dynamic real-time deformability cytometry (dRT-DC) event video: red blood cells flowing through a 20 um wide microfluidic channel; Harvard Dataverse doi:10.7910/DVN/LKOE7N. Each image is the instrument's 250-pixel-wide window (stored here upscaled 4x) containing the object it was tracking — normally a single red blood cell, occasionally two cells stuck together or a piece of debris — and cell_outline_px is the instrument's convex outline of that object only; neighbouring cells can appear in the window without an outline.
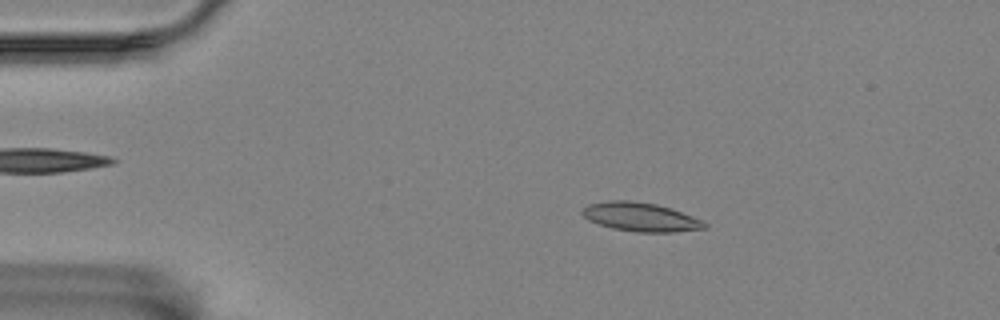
{"species": "Egyptian fruit bat (a non-hibernating species)", "species_latin": "Rousettus aegyptiacus", "temperature_condition": "room temperature", "stored_images_in_passage": 58, "camera_frame_rate_fps": 3000, "um_per_image_px": 0.085, "animal": {"sex": "female"}, "frame": {"image": 1, "passage_image": 11, "time_ms": 3.333, "image_size_px": [1000, 320], "cell_outline_px": [[708, 228], [676, 232], [636, 232], [612, 228], [588, 220], [580, 212], [588, 204], [608, 200], [628, 200], [656, 204], [672, 208], [692, 216], [708, 224]], "centroid_in_image_um": [54.46, 18.44], "position_along_channel_um": 30.5, "area_um2": 20.58}}
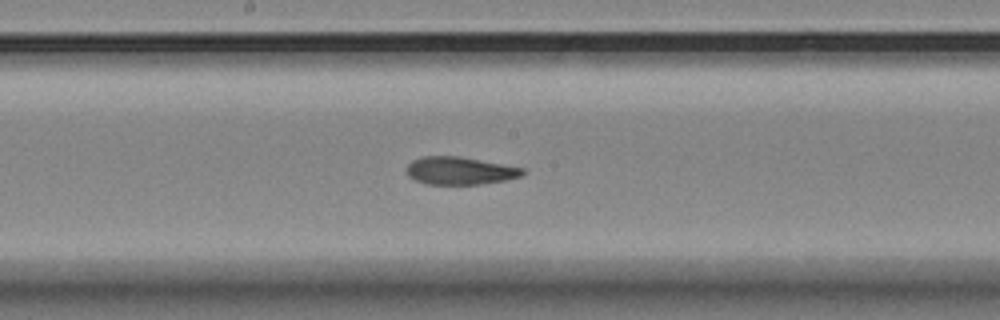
{"frame": {"image": 2, "passage_image": 31, "time_ms": 10.0, "image_size_px": [1000, 320], "cell_outline_px": [[524, 172], [520, 176], [504, 180], [480, 184], [428, 184], [416, 180], [408, 176], [408, 164], [412, 160], [424, 156], [460, 156], [524, 168]], "centroid_in_image_um": [39.08, 14.5], "position_along_channel_um": 209.1, "area_um2": 18.5}}
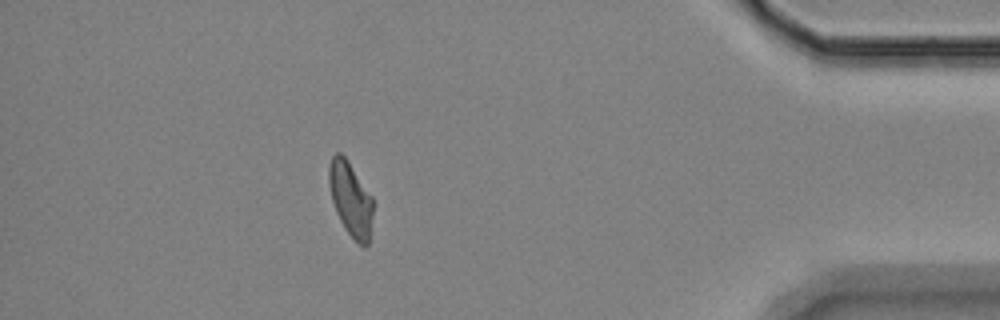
{"frame": {"image": 3, "passage_image": 52, "time_ms": 17.0, "image_size_px": [1000, 320], "cell_outline_px": [[372, 216], [368, 244], [364, 248], [356, 244], [344, 228], [336, 212], [332, 200], [328, 180], [328, 168], [332, 156], [336, 152], [340, 152], [344, 156], [372, 196]], "centroid_in_image_um": [29.79, 16.96], "position_along_channel_um": 405.4, "area_um2": 19.02}, "authors_computed_cell_mechanics": {"area_um2": 19.652, "velocity_mm_per_s": 3.4296, "shape_relaxation_time_tau1_ms": 6.7765, "shape_relaxation_time_tau2_ms": 2.4788, "deformation_change_tau1": 0.1881, "deformation_change_tau2": 0.0778}}